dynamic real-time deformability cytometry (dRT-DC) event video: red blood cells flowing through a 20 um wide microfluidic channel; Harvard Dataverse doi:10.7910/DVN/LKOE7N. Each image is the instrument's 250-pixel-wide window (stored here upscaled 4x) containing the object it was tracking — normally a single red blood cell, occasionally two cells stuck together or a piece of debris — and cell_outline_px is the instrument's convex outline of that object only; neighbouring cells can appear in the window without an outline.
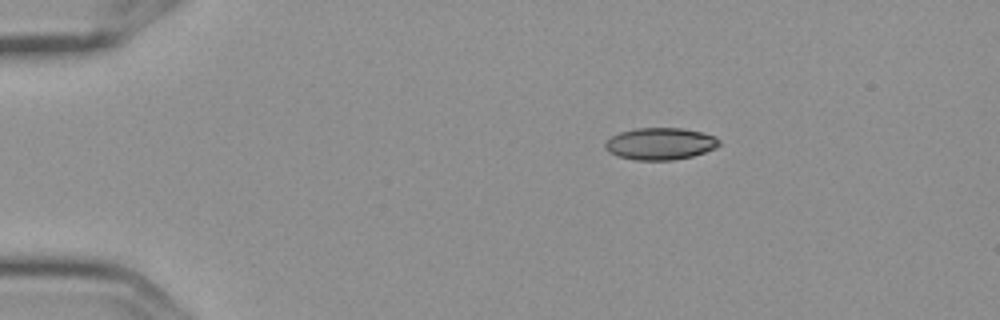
{"species": "Egyptian fruit bat (a non-hibernating species)", "species_latin": "Rousettus aegyptiacus", "temperature_condition": "cold", "stored_images_in_passage": 2, "camera_frame_rate_fps": 3000, "um_per_image_px": 0.085, "frame": {"image": 1, "passage_image": 1, "time_ms": 0.0, "image_size_px": [1000, 320], "cell_outline_px": [[720, 144], [716, 148], [692, 156], [672, 160], [636, 160], [620, 156], [608, 152], [604, 148], [604, 144], [612, 136], [620, 132], [636, 128], [680, 128], [700, 132], [716, 136], [720, 140]], "centroid_in_image_um": [56.13, 12.21], "position_along_channel_um": 28.9, "area_um2": 21.15}}